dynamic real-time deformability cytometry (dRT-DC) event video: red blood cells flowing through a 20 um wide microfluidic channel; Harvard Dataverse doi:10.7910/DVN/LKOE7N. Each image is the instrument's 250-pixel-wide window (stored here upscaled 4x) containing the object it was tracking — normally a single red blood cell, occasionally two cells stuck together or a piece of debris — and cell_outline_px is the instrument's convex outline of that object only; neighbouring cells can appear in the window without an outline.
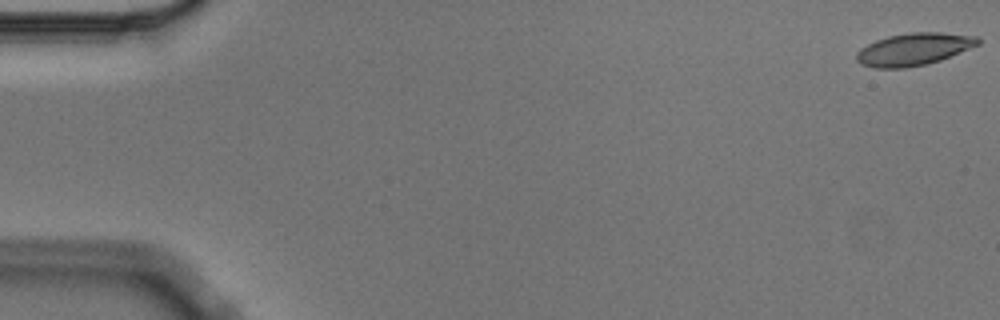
{"species": "Egyptian fruit bat (a non-hibernating species)", "species_latin": "Rousettus aegyptiacus", "temperature_condition": "cold", "stored_images_in_passage": 5, "camera_frame_rate_fps": 3000, "um_per_image_px": 0.085, "animal": {"sex": "male"}, "frame": {"image": 1, "passage_image": 1, "time_ms": 0.0, "image_size_px": [1000, 320], "cell_outline_px": [[980, 44], [940, 60], [928, 64], [904, 68], [876, 68], [860, 64], [856, 60], [856, 52], [860, 48], [876, 40], [888, 36], [908, 32], [940, 32], [976, 36], [980, 40]], "centroid_in_image_um": [77.65, 4.18], "position_along_channel_um": 7.4, "area_um2": 22.95}}
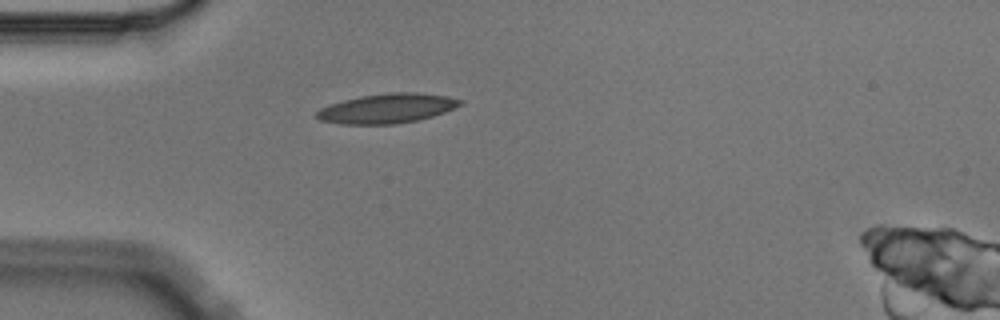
{"frame": {"image": 2, "passage_image": 5, "time_ms": 1.333, "image_size_px": [1000, 320], "cell_outline_px": [[464, 104], [444, 112], [432, 116], [416, 120], [396, 124], [340, 124], [320, 120], [316, 116], [316, 112], [320, 108], [328, 104], [360, 96], [388, 92], [416, 92], [448, 96], [464, 100]], "centroid_in_image_um": [32.91, 9.2], "position_along_channel_um": 52.1, "area_um2": 24.85}}